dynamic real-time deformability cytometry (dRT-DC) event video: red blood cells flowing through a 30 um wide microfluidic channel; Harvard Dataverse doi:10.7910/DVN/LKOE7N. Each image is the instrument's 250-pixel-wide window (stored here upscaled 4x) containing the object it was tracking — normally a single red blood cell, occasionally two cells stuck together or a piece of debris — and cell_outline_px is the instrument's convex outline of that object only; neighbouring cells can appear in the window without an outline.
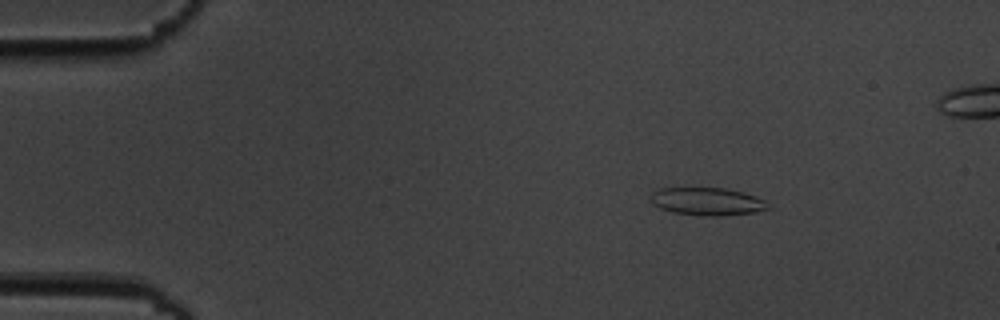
{"species": "common noctule bat (a hibernating species)", "species_latin": "Nyctalus noctula", "temperature_condition": "cold", "stored_images_in_passage": 5, "camera_frame_rate_fps": 3000, "um_per_image_px": 0.085, "animal": {"sex": "male", "body_mass_g": 19.5, "forearm_length_mm": 54.6}, "frame": {"image": 1, "passage_image": 2, "time_ms": 2.0, "image_size_px": [1000, 320], "cell_outline_px": [[772, 208], [756, 212], [724, 216], [700, 216], [672, 212], [660, 208], [652, 204], [652, 192], [660, 188], [724, 188], [744, 192], [756, 196], [764, 200]], "centroid_in_image_um": [60.15, 17.13], "position_along_channel_um": 24.9, "area_um2": 19.19}}